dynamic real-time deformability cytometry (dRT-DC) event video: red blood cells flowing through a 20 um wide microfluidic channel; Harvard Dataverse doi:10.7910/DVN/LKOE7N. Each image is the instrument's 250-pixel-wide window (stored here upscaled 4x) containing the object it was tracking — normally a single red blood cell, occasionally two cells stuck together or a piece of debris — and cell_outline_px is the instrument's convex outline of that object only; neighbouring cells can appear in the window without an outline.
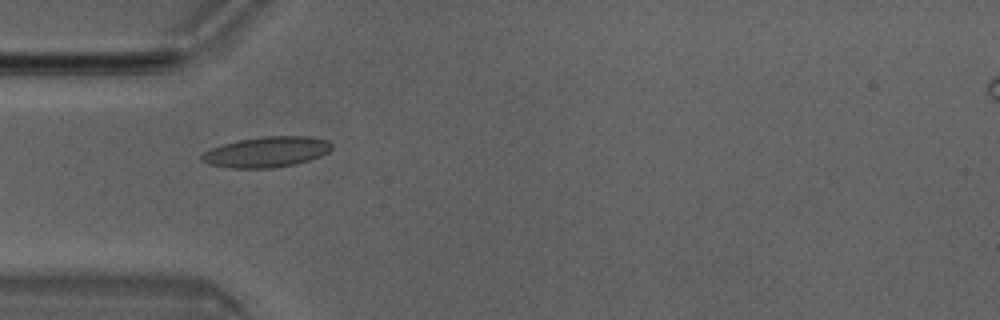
{"species": "Egyptian fruit bat (a non-hibernating species)", "species_latin": "Rousettus aegyptiacus", "temperature_condition": "room temperature", "stored_images_in_passage": 5, "camera_frame_rate_fps": 3000, "um_per_image_px": 0.085, "animal": {"sex": "male"}, "frame": {"image": 1, "passage_image": 3, "time_ms": 0.667, "image_size_px": [1000, 320], "cell_outline_px": [[332, 148], [328, 152], [320, 156], [308, 160], [292, 164], [272, 168], [228, 168], [208, 164], [200, 160], [200, 156], [204, 152], [212, 148], [224, 144], [240, 140], [264, 136], [312, 136], [328, 140], [332, 144]], "centroid_in_image_um": [22.66, 12.91], "position_along_channel_um": 62.3, "area_um2": 23.06}}